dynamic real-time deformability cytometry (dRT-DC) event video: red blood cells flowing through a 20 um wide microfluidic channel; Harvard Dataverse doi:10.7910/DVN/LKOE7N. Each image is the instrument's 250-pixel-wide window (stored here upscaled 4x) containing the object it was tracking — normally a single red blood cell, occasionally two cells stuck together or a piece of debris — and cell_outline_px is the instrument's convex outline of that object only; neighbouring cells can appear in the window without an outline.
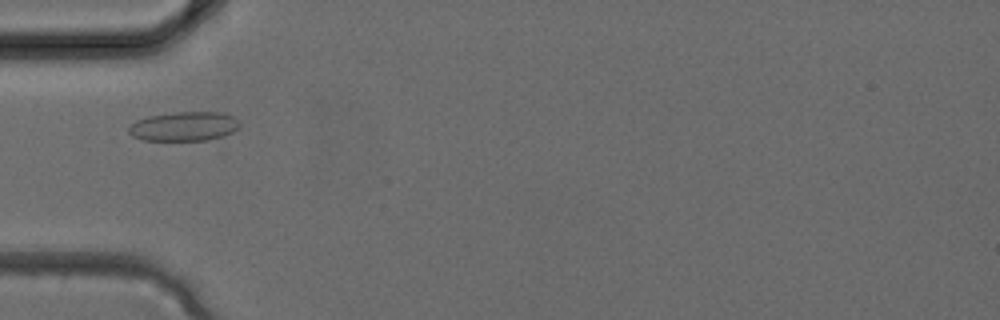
{"species": "common noctule bat (a hibernating species)", "species_latin": "Nyctalus noctula", "temperature_condition": "cold", "stored_images_in_passage": 3, "camera_frame_rate_fps": 3000, "um_per_image_px": 0.085, "animal": {"sex": "female", "body_mass_g": 24.6, "forearm_length_mm": 56.2}, "frame": {"image": 1, "passage_image": 3, "time_ms": 0.667, "image_size_px": [1000, 320], "cell_outline_px": [[240, 124], [232, 132], [224, 136], [208, 140], [144, 140], [132, 136], [128, 132], [128, 128], [136, 120], [148, 116], [176, 112], [220, 112], [232, 116]], "centroid_in_image_um": [15.62, 10.74], "position_along_channel_um": 69.4, "area_um2": 18.79}}